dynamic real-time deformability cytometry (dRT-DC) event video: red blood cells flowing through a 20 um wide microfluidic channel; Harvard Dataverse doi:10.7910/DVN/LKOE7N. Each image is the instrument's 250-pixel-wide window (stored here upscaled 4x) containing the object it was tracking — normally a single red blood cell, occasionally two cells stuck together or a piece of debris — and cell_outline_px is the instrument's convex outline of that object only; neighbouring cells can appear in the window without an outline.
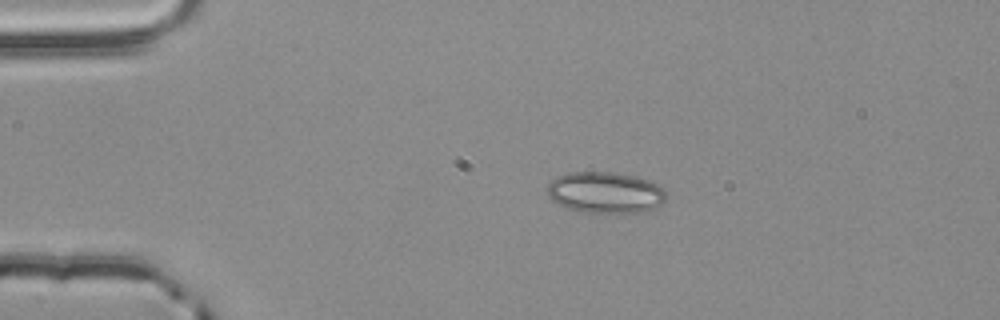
{"species": "common noctule bat (a hibernating species)", "species_latin": "Nyctalus noctula", "temperature_condition": "room temperature", "stored_images_in_passage": 2, "camera_frame_rate_fps": 3000, "um_per_image_px": 0.085, "animal": {"sex": "male", "body_mass_g": 20.4}, "frame": {"image": 1, "passage_image": 1, "time_ms": 0.0, "image_size_px": [1000, 320], "cell_outline_px": [[668, 192], [664, 200], [656, 208], [644, 212], [576, 212], [552, 200], [548, 196], [548, 184], [552, 180], [568, 172], [612, 172], [636, 176], [648, 180], [664, 188]], "centroid_in_image_um": [51.48, 16.36], "position_along_channel_um": 33.5, "area_um2": 28.61}}